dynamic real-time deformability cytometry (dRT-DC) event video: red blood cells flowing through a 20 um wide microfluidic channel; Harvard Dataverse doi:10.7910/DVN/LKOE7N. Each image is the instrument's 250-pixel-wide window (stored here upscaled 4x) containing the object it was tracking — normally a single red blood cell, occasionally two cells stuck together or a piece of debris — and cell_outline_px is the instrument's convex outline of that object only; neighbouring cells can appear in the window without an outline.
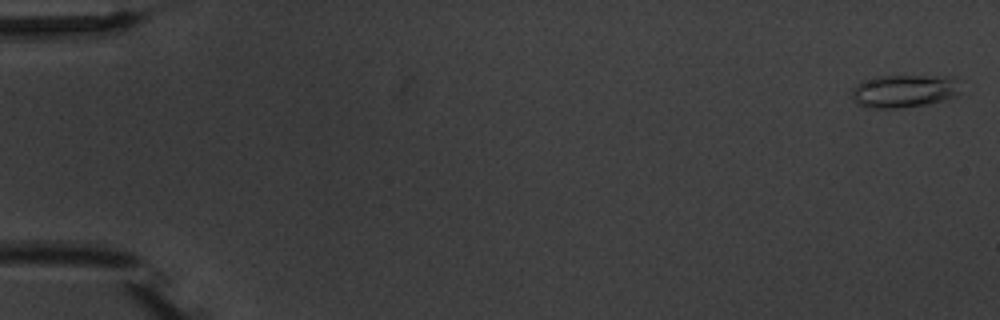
{"species": "common noctule bat (a hibernating species)", "species_latin": "Nyctalus noctula", "temperature_condition": "warm", "stored_images_in_passage": 6, "camera_frame_rate_fps": 3000, "um_per_image_px": 0.085, "animal": {"sex": "male", "body_mass_g": 20.1, "forearm_length_mm": 53.5}, "frame": {"image": 1, "passage_image": 1, "time_ms": 0.0, "image_size_px": [1000, 320], "cell_outline_px": [[960, 92], [956, 96], [924, 104], [900, 108], [864, 108], [852, 96], [852, 88], [860, 80], [876, 76], [956, 76]], "centroid_in_image_um": [76.82, 7.72], "position_along_channel_um": 8.2, "area_um2": 20.92}}
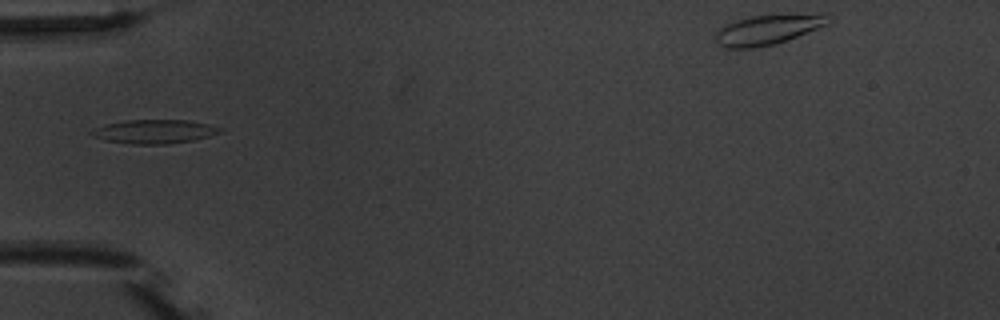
{"frame": {"image": 2, "passage_image": 6, "time_ms": 6.0, "image_size_px": [1000, 320], "cell_outline_px": [[220, 132], [208, 136], [192, 140], [168, 144], [132, 144], [104, 140], [88, 132], [96, 128], [108, 124], [124, 120], [188, 120], [208, 124], [220, 128]], "centroid_in_image_um": [13.11, 11.18], "position_along_channel_um": 71.9, "area_um2": 17.51}}